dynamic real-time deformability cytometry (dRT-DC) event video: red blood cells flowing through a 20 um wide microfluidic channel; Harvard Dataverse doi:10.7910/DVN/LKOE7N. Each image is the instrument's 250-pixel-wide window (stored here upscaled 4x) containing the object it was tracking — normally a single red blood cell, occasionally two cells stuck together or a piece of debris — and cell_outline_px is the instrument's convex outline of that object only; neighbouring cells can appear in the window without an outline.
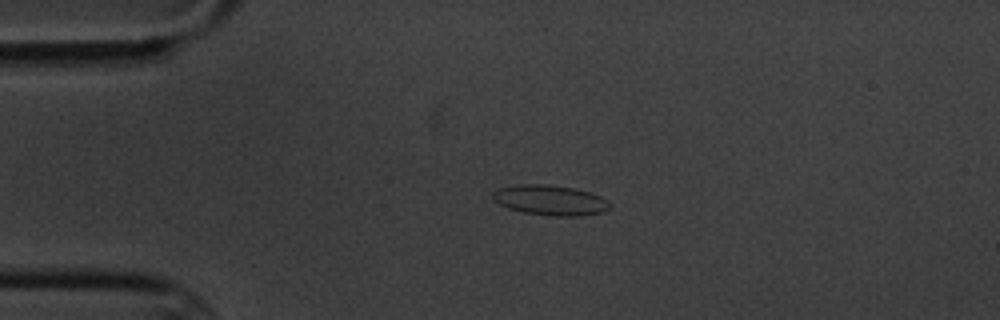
{"species": "common noctule bat (a hibernating species)", "species_latin": "Nyctalus noctula", "temperature_condition": "cold", "stored_images_in_passage": 4, "camera_frame_rate_fps": 3000, "um_per_image_px": 0.085, "animal": {"sex": "male", "body_mass_g": 20.1, "forearm_length_mm": 53.5}, "frame": {"image": 1, "passage_image": 3, "time_ms": 2.333, "image_size_px": [1000, 320], "cell_outline_px": [[612, 208], [604, 212], [580, 216], [552, 216], [524, 212], [508, 208], [492, 200], [492, 192], [496, 188], [520, 184], [548, 184], [576, 188], [600, 196], [608, 200], [612, 204]], "centroid_in_image_um": [46.79, 17.01], "position_along_channel_um": 38.2, "area_um2": 20.92}}